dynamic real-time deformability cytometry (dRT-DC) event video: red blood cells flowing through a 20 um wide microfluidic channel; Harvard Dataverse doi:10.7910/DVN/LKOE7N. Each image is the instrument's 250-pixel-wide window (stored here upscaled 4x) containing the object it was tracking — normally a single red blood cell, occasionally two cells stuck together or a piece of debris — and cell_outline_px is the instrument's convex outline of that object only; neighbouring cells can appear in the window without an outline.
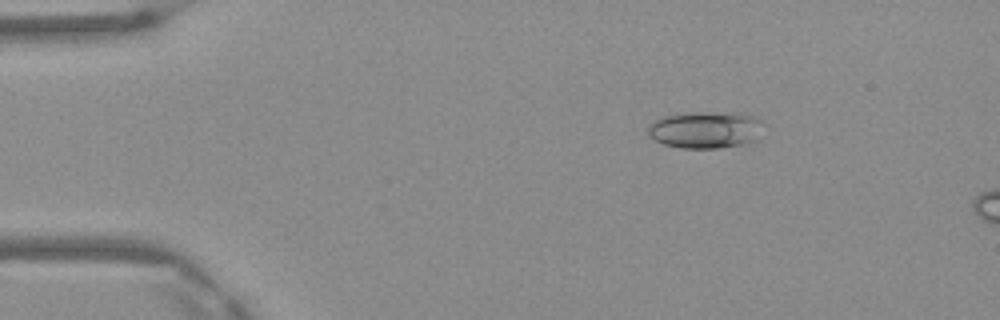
{"species": "Egyptian fruit bat (a non-hibernating species)", "species_latin": "Rousettus aegyptiacus", "temperature_condition": "warm", "stored_images_in_passage": 5, "camera_frame_rate_fps": 3000, "um_per_image_px": 0.085, "frame": {"image": 1, "passage_image": 3, "time_ms": 0.667, "image_size_px": [1000, 320], "cell_outline_px": [[764, 124], [752, 140], [740, 144], [720, 148], [680, 148], [664, 144], [656, 140], [648, 132], [648, 128], [656, 120], [664, 116], [692, 112], [740, 112], [760, 120]], "centroid_in_image_um": [59.95, 11.02], "position_along_channel_um": 25.0, "area_um2": 24.39}}